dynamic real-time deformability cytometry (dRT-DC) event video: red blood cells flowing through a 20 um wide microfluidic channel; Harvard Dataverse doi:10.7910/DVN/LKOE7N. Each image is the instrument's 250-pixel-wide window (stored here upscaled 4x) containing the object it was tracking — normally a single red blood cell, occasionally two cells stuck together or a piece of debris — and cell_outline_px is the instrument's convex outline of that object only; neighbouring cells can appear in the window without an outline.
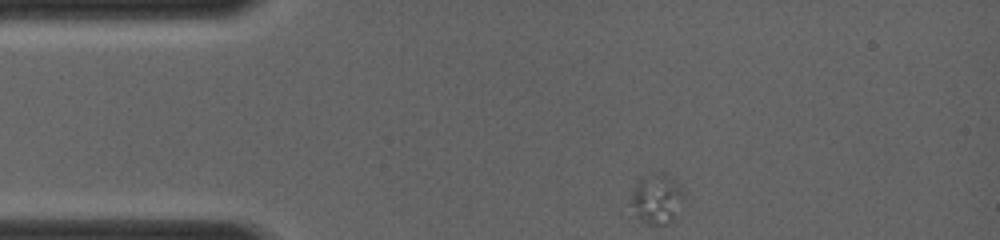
{"species": "common noctule bat (a hibernating species)", "species_latin": "Nyctalus noctula", "temperature_condition": "room temperature", "stored_images_in_passage": 45, "camera_frame_rate_fps": 4000, "um_per_image_px": 0.085, "animal": {"sex": "female", "body_mass_g": 19.0, "forearm_length_mm": 56.7}, "frame": {"image": 1, "passage_image": 1, "time_ms": 0.0, "image_size_px": [1000, 240], "cell_outline_px": [[684, 200], [676, 216], [668, 224], [648, 224], [632, 216], [628, 200], [636, 184], [640, 180], [652, 172], [664, 168], [680, 184], [684, 192]], "centroid_in_image_um": [55.81, 16.86], "position_along_channel_um": 29.2, "area_um2": 16.42}}
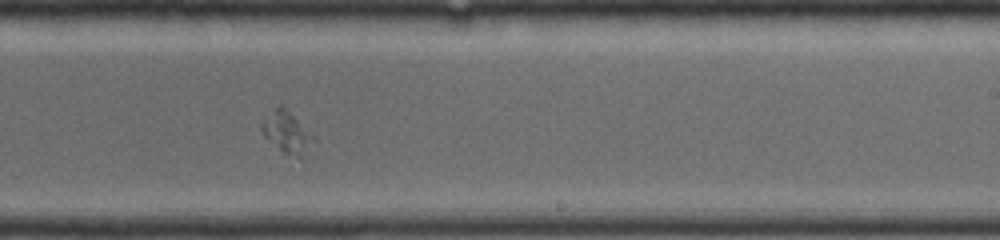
{"frame": {"image": 2, "passage_image": 26, "time_ms": 6.25, "image_size_px": [1000, 240], "cell_outline_px": [[316, 140], [300, 156], [284, 152], [264, 136], [260, 128], [260, 124], [280, 104]], "centroid_in_image_um": [24.34, 11.24], "position_along_channel_um": 264.7, "area_um2": 11.33}}
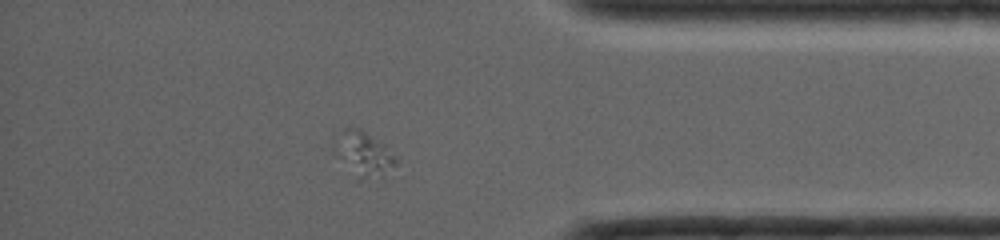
{"frame": {"image": 3, "passage_image": 39, "time_ms": 9.5, "image_size_px": [1000, 240], "cell_outline_px": [[396, 164], [384, 176], [360, 176], [332, 148], [332, 136], [344, 128], [360, 128], [384, 144], [396, 156]], "centroid_in_image_um": [30.9, 12.95], "position_along_channel_um": 404.3, "area_um2": 15.2}}